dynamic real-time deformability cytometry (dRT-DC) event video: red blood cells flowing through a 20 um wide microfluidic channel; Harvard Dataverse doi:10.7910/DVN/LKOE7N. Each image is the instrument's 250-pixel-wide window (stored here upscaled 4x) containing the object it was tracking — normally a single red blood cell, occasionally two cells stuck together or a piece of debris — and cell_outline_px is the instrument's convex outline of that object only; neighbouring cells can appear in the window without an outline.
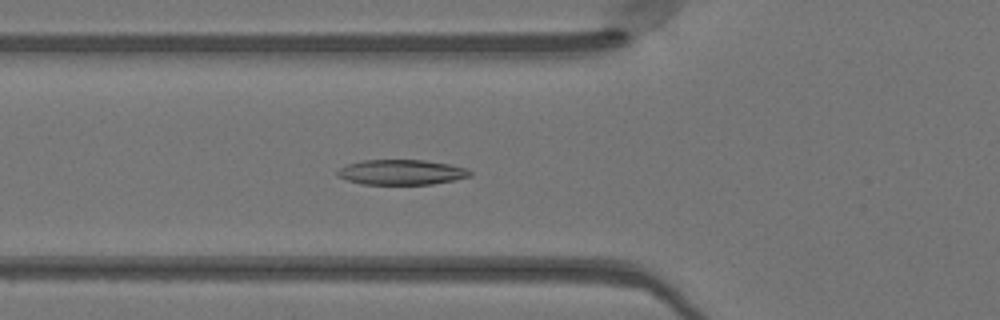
{"species": "Egyptian fruit bat (a non-hibernating species)", "species_latin": "Rousettus aegyptiacus", "temperature_condition": "warm", "stored_images_in_passage": 48, "camera_frame_rate_fps": 3000, "um_per_image_px": 0.085, "animal": {"sex": "female"}, "frame": {"image": 1, "passage_image": 17, "time_ms": 5.333, "image_size_px": [1000, 320], "cell_outline_px": [[472, 176], [456, 180], [432, 184], [360, 184], [336, 176], [336, 172], [340, 168], [348, 164], [360, 160], [424, 160], [448, 164], [468, 168], [472, 172]], "centroid_in_image_um": [34.14, 14.64], "position_along_channel_um": 91.7, "area_um2": 19.54}}
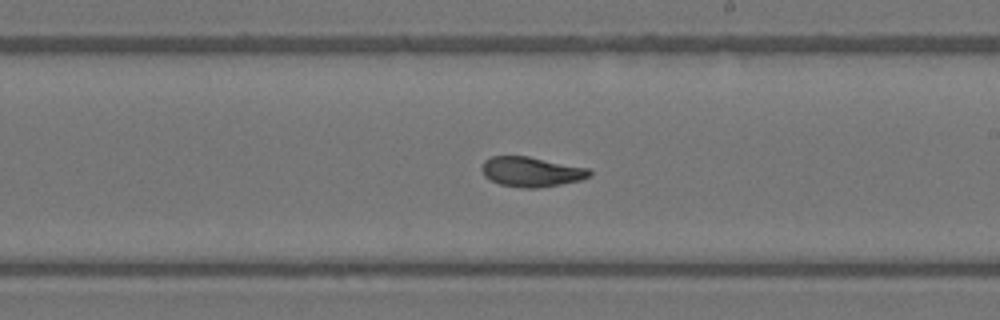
{"frame": {"image": 2, "passage_image": 28, "time_ms": 9.0, "image_size_px": [1000, 320], "cell_outline_px": [[592, 176], [580, 180], [560, 184], [536, 188], [520, 188], [500, 184], [484, 176], [480, 168], [484, 160], [492, 156], [528, 156], [588, 168], [592, 172]], "centroid_in_image_um": [45.15, 14.6], "position_along_channel_um": 243.9, "area_um2": 18.79}}
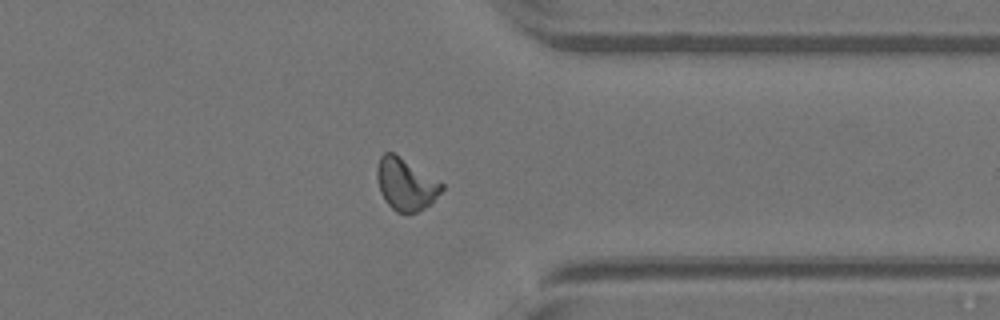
{"frame": {"image": 3, "passage_image": 38, "time_ms": 12.333, "image_size_px": [1000, 320], "cell_outline_px": [[444, 188], [432, 204], [416, 212], [396, 212], [384, 200], [380, 192], [376, 176], [376, 168], [380, 156], [384, 152], [392, 152], [444, 184]], "centroid_in_image_um": [34.47, 15.67], "position_along_channel_um": 376.9, "area_um2": 19.48}, "authors_computed_cell_mechanics": {"area_um2": 19.3052, "velocity_mm_per_s": 4.1337, "shape_relaxation_time_tau1_ms": 6.7912, "shape_relaxation_time_tau2_ms": 1.6702, "deformation_change_tau1": 0.2452, "deformation_change_tau2": 0.0762}}